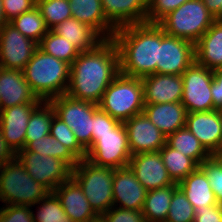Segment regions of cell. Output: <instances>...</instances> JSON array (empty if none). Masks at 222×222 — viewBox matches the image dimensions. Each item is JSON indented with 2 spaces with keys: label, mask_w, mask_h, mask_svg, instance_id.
<instances>
[{
  "label": "cell",
  "mask_w": 222,
  "mask_h": 222,
  "mask_svg": "<svg viewBox=\"0 0 222 222\" xmlns=\"http://www.w3.org/2000/svg\"><path fill=\"white\" fill-rule=\"evenodd\" d=\"M119 74L116 43L112 39H105L96 48L80 52L72 62L66 94L98 105L105 90Z\"/></svg>",
  "instance_id": "1"
},
{
  "label": "cell",
  "mask_w": 222,
  "mask_h": 222,
  "mask_svg": "<svg viewBox=\"0 0 222 222\" xmlns=\"http://www.w3.org/2000/svg\"><path fill=\"white\" fill-rule=\"evenodd\" d=\"M119 52L120 73L135 78L156 73L161 27L157 23L130 24L113 34Z\"/></svg>",
  "instance_id": "2"
},
{
  "label": "cell",
  "mask_w": 222,
  "mask_h": 222,
  "mask_svg": "<svg viewBox=\"0 0 222 222\" xmlns=\"http://www.w3.org/2000/svg\"><path fill=\"white\" fill-rule=\"evenodd\" d=\"M27 84L42 101L66 94L70 82V64L37 48L23 70Z\"/></svg>",
  "instance_id": "3"
},
{
  "label": "cell",
  "mask_w": 222,
  "mask_h": 222,
  "mask_svg": "<svg viewBox=\"0 0 222 222\" xmlns=\"http://www.w3.org/2000/svg\"><path fill=\"white\" fill-rule=\"evenodd\" d=\"M51 191L36 182L17 157L4 163L0 170V201L5 205L35 206Z\"/></svg>",
  "instance_id": "4"
},
{
  "label": "cell",
  "mask_w": 222,
  "mask_h": 222,
  "mask_svg": "<svg viewBox=\"0 0 222 222\" xmlns=\"http://www.w3.org/2000/svg\"><path fill=\"white\" fill-rule=\"evenodd\" d=\"M99 108L112 118L125 122L143 113L144 95L141 78L119 74L103 93Z\"/></svg>",
  "instance_id": "5"
},
{
  "label": "cell",
  "mask_w": 222,
  "mask_h": 222,
  "mask_svg": "<svg viewBox=\"0 0 222 222\" xmlns=\"http://www.w3.org/2000/svg\"><path fill=\"white\" fill-rule=\"evenodd\" d=\"M215 21L202 0H190L168 13L157 24L167 35L195 44Z\"/></svg>",
  "instance_id": "6"
},
{
  "label": "cell",
  "mask_w": 222,
  "mask_h": 222,
  "mask_svg": "<svg viewBox=\"0 0 222 222\" xmlns=\"http://www.w3.org/2000/svg\"><path fill=\"white\" fill-rule=\"evenodd\" d=\"M113 173L114 169L96 166L87 159L79 160L72 169L71 177L79 184L98 216L113 207Z\"/></svg>",
  "instance_id": "7"
},
{
  "label": "cell",
  "mask_w": 222,
  "mask_h": 222,
  "mask_svg": "<svg viewBox=\"0 0 222 222\" xmlns=\"http://www.w3.org/2000/svg\"><path fill=\"white\" fill-rule=\"evenodd\" d=\"M131 156L127 131L121 122L110 133L92 135L86 159L96 166L118 169L127 167Z\"/></svg>",
  "instance_id": "8"
},
{
  "label": "cell",
  "mask_w": 222,
  "mask_h": 222,
  "mask_svg": "<svg viewBox=\"0 0 222 222\" xmlns=\"http://www.w3.org/2000/svg\"><path fill=\"white\" fill-rule=\"evenodd\" d=\"M50 103L56 115L71 128L79 144L87 151L92 145L93 115L99 106L67 94L52 98Z\"/></svg>",
  "instance_id": "9"
},
{
  "label": "cell",
  "mask_w": 222,
  "mask_h": 222,
  "mask_svg": "<svg viewBox=\"0 0 222 222\" xmlns=\"http://www.w3.org/2000/svg\"><path fill=\"white\" fill-rule=\"evenodd\" d=\"M181 76L183 79L181 103L187 113L213 110L211 93L213 70L194 62Z\"/></svg>",
  "instance_id": "10"
},
{
  "label": "cell",
  "mask_w": 222,
  "mask_h": 222,
  "mask_svg": "<svg viewBox=\"0 0 222 222\" xmlns=\"http://www.w3.org/2000/svg\"><path fill=\"white\" fill-rule=\"evenodd\" d=\"M26 172L51 192L71 177L72 169L61 159L26 150L16 153Z\"/></svg>",
  "instance_id": "11"
},
{
  "label": "cell",
  "mask_w": 222,
  "mask_h": 222,
  "mask_svg": "<svg viewBox=\"0 0 222 222\" xmlns=\"http://www.w3.org/2000/svg\"><path fill=\"white\" fill-rule=\"evenodd\" d=\"M195 62V44L175 36L167 35L161 28L156 73L182 75Z\"/></svg>",
  "instance_id": "12"
},
{
  "label": "cell",
  "mask_w": 222,
  "mask_h": 222,
  "mask_svg": "<svg viewBox=\"0 0 222 222\" xmlns=\"http://www.w3.org/2000/svg\"><path fill=\"white\" fill-rule=\"evenodd\" d=\"M38 44L26 38L9 22L0 27V67L23 71Z\"/></svg>",
  "instance_id": "13"
},
{
  "label": "cell",
  "mask_w": 222,
  "mask_h": 222,
  "mask_svg": "<svg viewBox=\"0 0 222 222\" xmlns=\"http://www.w3.org/2000/svg\"><path fill=\"white\" fill-rule=\"evenodd\" d=\"M123 123L127 131L131 155L157 152L166 144V136L149 120L144 112Z\"/></svg>",
  "instance_id": "14"
},
{
  "label": "cell",
  "mask_w": 222,
  "mask_h": 222,
  "mask_svg": "<svg viewBox=\"0 0 222 222\" xmlns=\"http://www.w3.org/2000/svg\"><path fill=\"white\" fill-rule=\"evenodd\" d=\"M185 126L211 155H221L222 124L219 110L187 113Z\"/></svg>",
  "instance_id": "15"
},
{
  "label": "cell",
  "mask_w": 222,
  "mask_h": 222,
  "mask_svg": "<svg viewBox=\"0 0 222 222\" xmlns=\"http://www.w3.org/2000/svg\"><path fill=\"white\" fill-rule=\"evenodd\" d=\"M128 166L147 191L174 184L159 151L133 154Z\"/></svg>",
  "instance_id": "16"
},
{
  "label": "cell",
  "mask_w": 222,
  "mask_h": 222,
  "mask_svg": "<svg viewBox=\"0 0 222 222\" xmlns=\"http://www.w3.org/2000/svg\"><path fill=\"white\" fill-rule=\"evenodd\" d=\"M40 103H25L0 108V129L11 149L17 153L25 147L27 124L32 111Z\"/></svg>",
  "instance_id": "17"
},
{
  "label": "cell",
  "mask_w": 222,
  "mask_h": 222,
  "mask_svg": "<svg viewBox=\"0 0 222 222\" xmlns=\"http://www.w3.org/2000/svg\"><path fill=\"white\" fill-rule=\"evenodd\" d=\"M113 206L123 209L142 211L147 190L137 180L129 166L114 169ZM119 203V204H118Z\"/></svg>",
  "instance_id": "18"
},
{
  "label": "cell",
  "mask_w": 222,
  "mask_h": 222,
  "mask_svg": "<svg viewBox=\"0 0 222 222\" xmlns=\"http://www.w3.org/2000/svg\"><path fill=\"white\" fill-rule=\"evenodd\" d=\"M144 104L181 102L183 79L181 75L151 74L141 78Z\"/></svg>",
  "instance_id": "19"
},
{
  "label": "cell",
  "mask_w": 222,
  "mask_h": 222,
  "mask_svg": "<svg viewBox=\"0 0 222 222\" xmlns=\"http://www.w3.org/2000/svg\"><path fill=\"white\" fill-rule=\"evenodd\" d=\"M53 193L73 222H88L98 217L83 190L72 177L60 184Z\"/></svg>",
  "instance_id": "20"
},
{
  "label": "cell",
  "mask_w": 222,
  "mask_h": 222,
  "mask_svg": "<svg viewBox=\"0 0 222 222\" xmlns=\"http://www.w3.org/2000/svg\"><path fill=\"white\" fill-rule=\"evenodd\" d=\"M1 107L10 108L25 103H41L27 84L23 71L0 67Z\"/></svg>",
  "instance_id": "21"
},
{
  "label": "cell",
  "mask_w": 222,
  "mask_h": 222,
  "mask_svg": "<svg viewBox=\"0 0 222 222\" xmlns=\"http://www.w3.org/2000/svg\"><path fill=\"white\" fill-rule=\"evenodd\" d=\"M106 18L116 27L147 22L148 0H101Z\"/></svg>",
  "instance_id": "22"
},
{
  "label": "cell",
  "mask_w": 222,
  "mask_h": 222,
  "mask_svg": "<svg viewBox=\"0 0 222 222\" xmlns=\"http://www.w3.org/2000/svg\"><path fill=\"white\" fill-rule=\"evenodd\" d=\"M143 112L166 137L186 125L187 110L181 102L144 104Z\"/></svg>",
  "instance_id": "23"
},
{
  "label": "cell",
  "mask_w": 222,
  "mask_h": 222,
  "mask_svg": "<svg viewBox=\"0 0 222 222\" xmlns=\"http://www.w3.org/2000/svg\"><path fill=\"white\" fill-rule=\"evenodd\" d=\"M72 18L95 29L104 39H112L116 27L106 18L101 0H68Z\"/></svg>",
  "instance_id": "24"
},
{
  "label": "cell",
  "mask_w": 222,
  "mask_h": 222,
  "mask_svg": "<svg viewBox=\"0 0 222 222\" xmlns=\"http://www.w3.org/2000/svg\"><path fill=\"white\" fill-rule=\"evenodd\" d=\"M195 62L210 70L222 67V20H216L195 43Z\"/></svg>",
  "instance_id": "25"
},
{
  "label": "cell",
  "mask_w": 222,
  "mask_h": 222,
  "mask_svg": "<svg viewBox=\"0 0 222 222\" xmlns=\"http://www.w3.org/2000/svg\"><path fill=\"white\" fill-rule=\"evenodd\" d=\"M57 35L69 40L80 51H90L105 39L91 26L69 18L51 29Z\"/></svg>",
  "instance_id": "26"
},
{
  "label": "cell",
  "mask_w": 222,
  "mask_h": 222,
  "mask_svg": "<svg viewBox=\"0 0 222 222\" xmlns=\"http://www.w3.org/2000/svg\"><path fill=\"white\" fill-rule=\"evenodd\" d=\"M178 187L194 209L218 204L207 176L200 167L179 182Z\"/></svg>",
  "instance_id": "27"
},
{
  "label": "cell",
  "mask_w": 222,
  "mask_h": 222,
  "mask_svg": "<svg viewBox=\"0 0 222 222\" xmlns=\"http://www.w3.org/2000/svg\"><path fill=\"white\" fill-rule=\"evenodd\" d=\"M178 188L174 183L168 187L147 191L142 213L146 222H165L173 192Z\"/></svg>",
  "instance_id": "28"
},
{
  "label": "cell",
  "mask_w": 222,
  "mask_h": 222,
  "mask_svg": "<svg viewBox=\"0 0 222 222\" xmlns=\"http://www.w3.org/2000/svg\"><path fill=\"white\" fill-rule=\"evenodd\" d=\"M166 144L192 158L199 166L211 154L185 126L166 137Z\"/></svg>",
  "instance_id": "29"
},
{
  "label": "cell",
  "mask_w": 222,
  "mask_h": 222,
  "mask_svg": "<svg viewBox=\"0 0 222 222\" xmlns=\"http://www.w3.org/2000/svg\"><path fill=\"white\" fill-rule=\"evenodd\" d=\"M162 161L167 169L169 177L174 183L181 182L199 165L190 157L165 144L160 150Z\"/></svg>",
  "instance_id": "30"
},
{
  "label": "cell",
  "mask_w": 222,
  "mask_h": 222,
  "mask_svg": "<svg viewBox=\"0 0 222 222\" xmlns=\"http://www.w3.org/2000/svg\"><path fill=\"white\" fill-rule=\"evenodd\" d=\"M50 101H42L31 113L25 135V146L34 140H39L50 133V126L55 115Z\"/></svg>",
  "instance_id": "31"
},
{
  "label": "cell",
  "mask_w": 222,
  "mask_h": 222,
  "mask_svg": "<svg viewBox=\"0 0 222 222\" xmlns=\"http://www.w3.org/2000/svg\"><path fill=\"white\" fill-rule=\"evenodd\" d=\"M9 23L26 38L31 39L37 44L40 43L43 36L50 30L36 6L30 11L16 16Z\"/></svg>",
  "instance_id": "32"
},
{
  "label": "cell",
  "mask_w": 222,
  "mask_h": 222,
  "mask_svg": "<svg viewBox=\"0 0 222 222\" xmlns=\"http://www.w3.org/2000/svg\"><path fill=\"white\" fill-rule=\"evenodd\" d=\"M24 148L43 156L45 155L61 159L71 169H73L79 162V159L68 148L50 134L41 137L39 140L30 141Z\"/></svg>",
  "instance_id": "33"
},
{
  "label": "cell",
  "mask_w": 222,
  "mask_h": 222,
  "mask_svg": "<svg viewBox=\"0 0 222 222\" xmlns=\"http://www.w3.org/2000/svg\"><path fill=\"white\" fill-rule=\"evenodd\" d=\"M38 48L44 53L63 60L70 65L80 54V51L73 45V43H70L69 40L60 35H57L52 30H49L43 36L38 44Z\"/></svg>",
  "instance_id": "34"
},
{
  "label": "cell",
  "mask_w": 222,
  "mask_h": 222,
  "mask_svg": "<svg viewBox=\"0 0 222 222\" xmlns=\"http://www.w3.org/2000/svg\"><path fill=\"white\" fill-rule=\"evenodd\" d=\"M36 7L50 30L66 19L72 18L68 0H36Z\"/></svg>",
  "instance_id": "35"
},
{
  "label": "cell",
  "mask_w": 222,
  "mask_h": 222,
  "mask_svg": "<svg viewBox=\"0 0 222 222\" xmlns=\"http://www.w3.org/2000/svg\"><path fill=\"white\" fill-rule=\"evenodd\" d=\"M38 204L40 207H38L37 214L35 215L33 211L34 222H73L71 218L66 215L59 199L53 192H50L36 205Z\"/></svg>",
  "instance_id": "36"
},
{
  "label": "cell",
  "mask_w": 222,
  "mask_h": 222,
  "mask_svg": "<svg viewBox=\"0 0 222 222\" xmlns=\"http://www.w3.org/2000/svg\"><path fill=\"white\" fill-rule=\"evenodd\" d=\"M49 134L68 148L79 160L86 159L87 151L79 144L71 128L56 114L53 116Z\"/></svg>",
  "instance_id": "37"
},
{
  "label": "cell",
  "mask_w": 222,
  "mask_h": 222,
  "mask_svg": "<svg viewBox=\"0 0 222 222\" xmlns=\"http://www.w3.org/2000/svg\"><path fill=\"white\" fill-rule=\"evenodd\" d=\"M195 209L178 187L172 195L165 222H194Z\"/></svg>",
  "instance_id": "38"
},
{
  "label": "cell",
  "mask_w": 222,
  "mask_h": 222,
  "mask_svg": "<svg viewBox=\"0 0 222 222\" xmlns=\"http://www.w3.org/2000/svg\"><path fill=\"white\" fill-rule=\"evenodd\" d=\"M199 167L205 172L217 203L222 205V158L219 155H211Z\"/></svg>",
  "instance_id": "39"
},
{
  "label": "cell",
  "mask_w": 222,
  "mask_h": 222,
  "mask_svg": "<svg viewBox=\"0 0 222 222\" xmlns=\"http://www.w3.org/2000/svg\"><path fill=\"white\" fill-rule=\"evenodd\" d=\"M187 1L190 0H148L147 23H158Z\"/></svg>",
  "instance_id": "40"
},
{
  "label": "cell",
  "mask_w": 222,
  "mask_h": 222,
  "mask_svg": "<svg viewBox=\"0 0 222 222\" xmlns=\"http://www.w3.org/2000/svg\"><path fill=\"white\" fill-rule=\"evenodd\" d=\"M32 206L5 205L0 207V222H34Z\"/></svg>",
  "instance_id": "41"
},
{
  "label": "cell",
  "mask_w": 222,
  "mask_h": 222,
  "mask_svg": "<svg viewBox=\"0 0 222 222\" xmlns=\"http://www.w3.org/2000/svg\"><path fill=\"white\" fill-rule=\"evenodd\" d=\"M104 222H146L142 211L111 207L101 215Z\"/></svg>",
  "instance_id": "42"
},
{
  "label": "cell",
  "mask_w": 222,
  "mask_h": 222,
  "mask_svg": "<svg viewBox=\"0 0 222 222\" xmlns=\"http://www.w3.org/2000/svg\"><path fill=\"white\" fill-rule=\"evenodd\" d=\"M36 6V0H2L3 15L7 22Z\"/></svg>",
  "instance_id": "43"
},
{
  "label": "cell",
  "mask_w": 222,
  "mask_h": 222,
  "mask_svg": "<svg viewBox=\"0 0 222 222\" xmlns=\"http://www.w3.org/2000/svg\"><path fill=\"white\" fill-rule=\"evenodd\" d=\"M121 122L98 108L93 115L92 135L112 132Z\"/></svg>",
  "instance_id": "44"
},
{
  "label": "cell",
  "mask_w": 222,
  "mask_h": 222,
  "mask_svg": "<svg viewBox=\"0 0 222 222\" xmlns=\"http://www.w3.org/2000/svg\"><path fill=\"white\" fill-rule=\"evenodd\" d=\"M194 222H222V205L196 208Z\"/></svg>",
  "instance_id": "45"
},
{
  "label": "cell",
  "mask_w": 222,
  "mask_h": 222,
  "mask_svg": "<svg viewBox=\"0 0 222 222\" xmlns=\"http://www.w3.org/2000/svg\"><path fill=\"white\" fill-rule=\"evenodd\" d=\"M213 99V110L222 108V67L213 70V80L211 85Z\"/></svg>",
  "instance_id": "46"
},
{
  "label": "cell",
  "mask_w": 222,
  "mask_h": 222,
  "mask_svg": "<svg viewBox=\"0 0 222 222\" xmlns=\"http://www.w3.org/2000/svg\"><path fill=\"white\" fill-rule=\"evenodd\" d=\"M15 157L16 153L7 144L0 129V164L3 165Z\"/></svg>",
  "instance_id": "47"
},
{
  "label": "cell",
  "mask_w": 222,
  "mask_h": 222,
  "mask_svg": "<svg viewBox=\"0 0 222 222\" xmlns=\"http://www.w3.org/2000/svg\"><path fill=\"white\" fill-rule=\"evenodd\" d=\"M216 20H221L222 0H202Z\"/></svg>",
  "instance_id": "48"
},
{
  "label": "cell",
  "mask_w": 222,
  "mask_h": 222,
  "mask_svg": "<svg viewBox=\"0 0 222 222\" xmlns=\"http://www.w3.org/2000/svg\"><path fill=\"white\" fill-rule=\"evenodd\" d=\"M7 21L3 15V7H2V0H0V27L3 26Z\"/></svg>",
  "instance_id": "49"
},
{
  "label": "cell",
  "mask_w": 222,
  "mask_h": 222,
  "mask_svg": "<svg viewBox=\"0 0 222 222\" xmlns=\"http://www.w3.org/2000/svg\"><path fill=\"white\" fill-rule=\"evenodd\" d=\"M88 222H104L101 216H98L96 219L88 221Z\"/></svg>",
  "instance_id": "50"
},
{
  "label": "cell",
  "mask_w": 222,
  "mask_h": 222,
  "mask_svg": "<svg viewBox=\"0 0 222 222\" xmlns=\"http://www.w3.org/2000/svg\"><path fill=\"white\" fill-rule=\"evenodd\" d=\"M219 116H220V120H221V124H222V108L219 109ZM221 155H222V142H221Z\"/></svg>",
  "instance_id": "51"
}]
</instances>
